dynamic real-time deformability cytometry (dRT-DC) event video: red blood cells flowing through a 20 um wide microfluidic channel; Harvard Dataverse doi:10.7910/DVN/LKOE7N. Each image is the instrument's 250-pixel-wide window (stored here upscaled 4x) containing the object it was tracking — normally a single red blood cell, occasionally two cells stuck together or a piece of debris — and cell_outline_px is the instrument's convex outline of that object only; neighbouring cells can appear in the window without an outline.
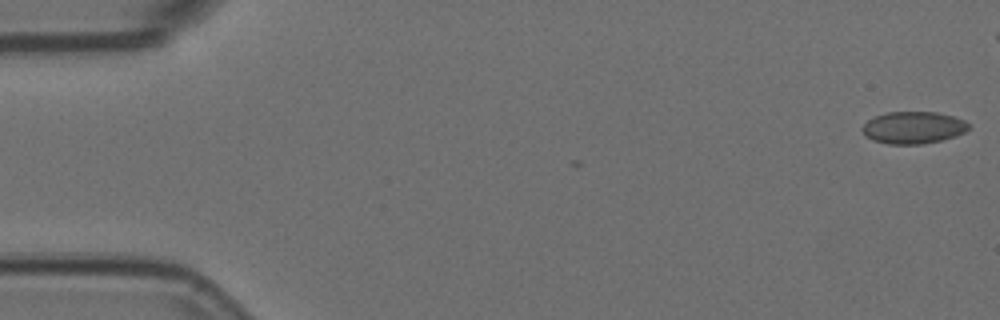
{"species": "Egyptian fruit bat (a non-hibernating species)", "species_latin": "Rousettus aegyptiacus", "temperature_condition": "room temperature", "stored_images_in_passage": 2, "camera_frame_rate_fps": 3000, "um_per_image_px": 0.085, "animal": {"sex": "female"}, "frame": {"image": 1, "passage_image": 2, "time_ms": 0.333, "image_size_px": [1000, 320], "cell_outline_px": [[968, 128], [964, 132], [956, 136], [924, 144], [888, 144], [872, 140], [864, 136], [860, 128], [868, 120], [876, 116], [888, 112], [936, 112], [952, 116], [964, 120], [968, 124]], "centroid_in_image_um": [77.59, 10.85], "position_along_channel_um": 7.4, "area_um2": 19.88}}